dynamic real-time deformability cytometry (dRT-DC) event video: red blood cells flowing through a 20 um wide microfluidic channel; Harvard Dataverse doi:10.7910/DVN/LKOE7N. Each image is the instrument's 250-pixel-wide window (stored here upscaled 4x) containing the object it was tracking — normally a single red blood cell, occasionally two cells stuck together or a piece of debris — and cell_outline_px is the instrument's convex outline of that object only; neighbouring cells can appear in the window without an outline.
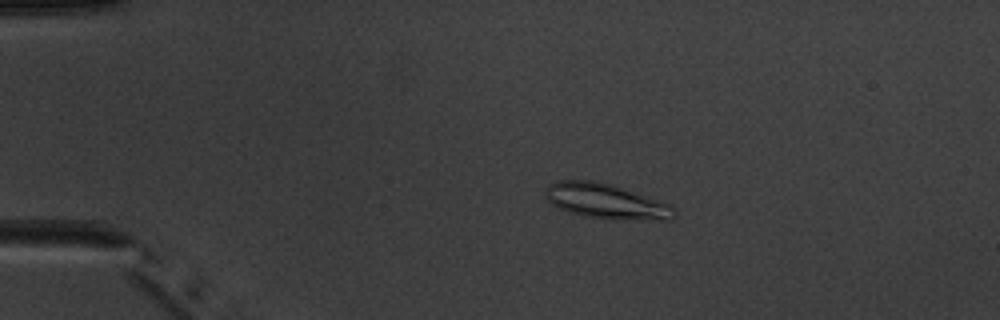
{"species": "common noctule bat (a hibernating species)", "species_latin": "Nyctalus noctula", "temperature_condition": "warm", "stored_images_in_passage": 8, "camera_frame_rate_fps": 3000, "um_per_image_px": 0.085, "animal": {"sex": "male", "body_mass_g": 20.1, "forearm_length_mm": 53.5}, "frame": {"image": 1, "passage_image": 3, "time_ms": 2.333, "image_size_px": [1000, 320], "cell_outline_px": [[676, 216], [672, 220], [608, 220], [584, 216], [560, 208], [552, 204], [544, 196], [544, 188], [548, 184], [556, 180], [596, 180], [612, 184], [672, 204], [676, 212]], "centroid_in_image_um": [51.55, 17.11], "position_along_channel_um": 33.5, "area_um2": 26.99}}
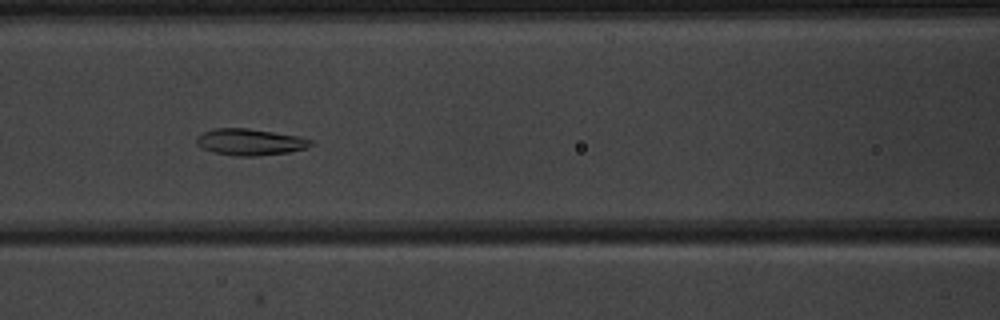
{"frame": {"image": 2, "passage_image": 6, "time_ms": 6.667, "image_size_px": [1000, 320], "cell_outline_px": [[316, 144], [308, 148], [288, 152], [260, 156], [236, 156], [212, 152], [196, 144], [196, 136], [204, 132], [216, 128], [248, 128], [296, 136], [312, 140]], "centroid_in_image_um": [21.27, 12.08], "position_along_channel_um": 145.3, "area_um2": 17.69}}
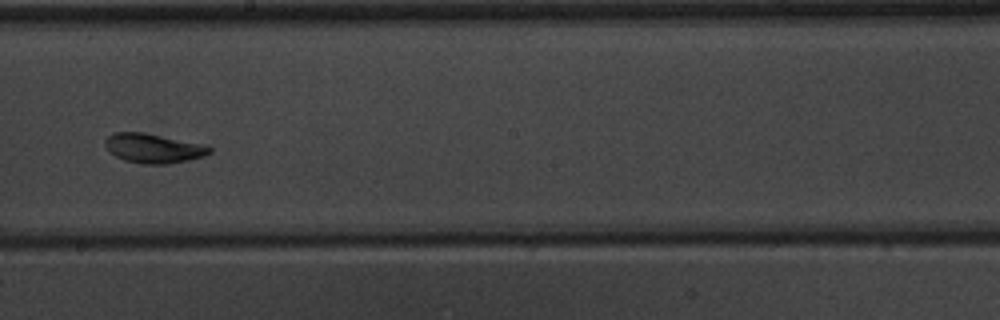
{"frame": {"image": 3, "passage_image": 8, "time_ms": 9.0, "image_size_px": [1000, 320], "cell_outline_px": [[212, 152], [204, 156], [188, 160], [168, 164], [144, 164], [124, 160], [108, 152], [104, 144], [104, 140], [112, 132], [140, 132], [208, 144], [212, 148]], "centroid_in_image_um": [13.05, 12.6], "position_along_channel_um": 235.1, "area_um2": 18.15}}